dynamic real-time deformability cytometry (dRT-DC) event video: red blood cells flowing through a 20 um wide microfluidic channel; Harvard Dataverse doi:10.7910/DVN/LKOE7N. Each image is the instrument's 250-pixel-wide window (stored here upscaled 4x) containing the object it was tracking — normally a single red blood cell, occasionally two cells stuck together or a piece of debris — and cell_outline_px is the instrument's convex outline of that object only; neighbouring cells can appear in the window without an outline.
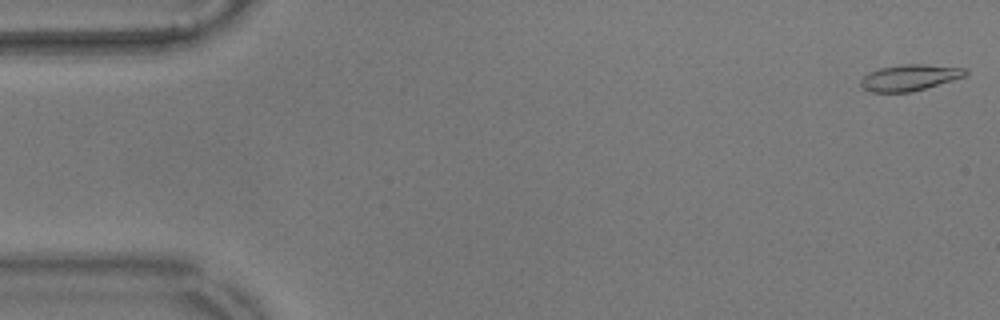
{"species": "common noctule bat (a hibernating species)", "species_latin": "Nyctalus noctula", "temperature_condition": "warm", "stored_images_in_passage": 56, "camera_frame_rate_fps": 3000, "um_per_image_px": 0.085, "animal": {"sex": "male", "body_mass_g": 17.9}, "frame": {"image": 1, "passage_image": 1, "time_ms": 0.0, "image_size_px": [1000, 320], "cell_outline_px": [[968, 72], [964, 76], [952, 80], [912, 92], [868, 92], [860, 84], [860, 80], [868, 72], [880, 68], [900, 64], [924, 64], [968, 68]], "centroid_in_image_um": [77.3, 6.59], "position_along_channel_um": 7.7, "area_um2": 16.01}}
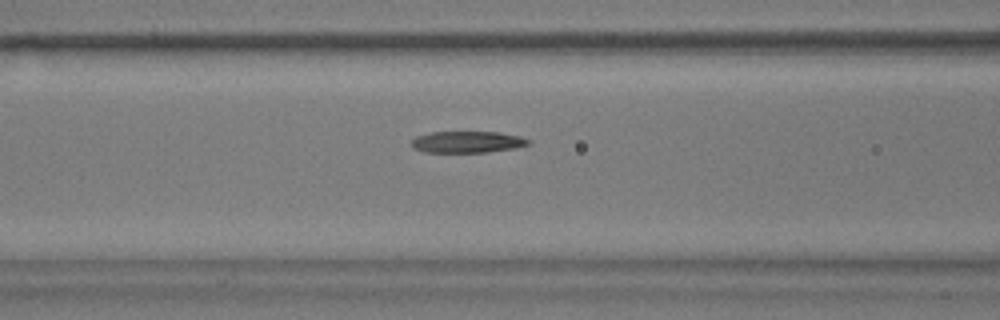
{"frame": {"image": 2, "passage_image": 22, "time_ms": 7.0, "image_size_px": [1000, 320], "cell_outline_px": [[532, 144], [516, 148], [488, 152], [424, 152], [412, 148], [412, 140], [416, 136], [432, 132], [500, 132], [520, 136], [532, 140]], "centroid_in_image_um": [39.78, 12.07], "position_along_channel_um": 126.8, "area_um2": 14.85}}
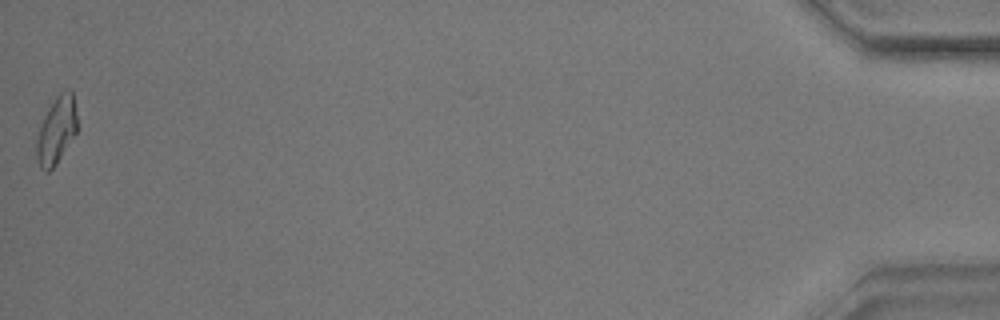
{"frame": {"image": 3, "passage_image": 56, "time_ms": 18.333, "image_size_px": [1000, 320], "cell_outline_px": [[76, 132], [56, 164], [48, 172], [44, 172], [40, 168], [36, 156], [36, 140], [44, 116], [48, 108], [56, 96], [60, 92], [68, 88], [72, 88], [76, 112]], "centroid_in_image_um": [4.79, 11.06], "position_along_channel_um": 430.4, "area_um2": 15.78}, "authors_computed_cell_mechanics": {"area_um2": 15.7216, "velocity_mm_per_s": 3.564, "shape_relaxation_time_tau1_ms": 10.0923, "shape_relaxation_time_tau2_ms": 2.3037, "deformation_change_tau1": 0.3157, "deformation_change_tau2": 0.1099}}